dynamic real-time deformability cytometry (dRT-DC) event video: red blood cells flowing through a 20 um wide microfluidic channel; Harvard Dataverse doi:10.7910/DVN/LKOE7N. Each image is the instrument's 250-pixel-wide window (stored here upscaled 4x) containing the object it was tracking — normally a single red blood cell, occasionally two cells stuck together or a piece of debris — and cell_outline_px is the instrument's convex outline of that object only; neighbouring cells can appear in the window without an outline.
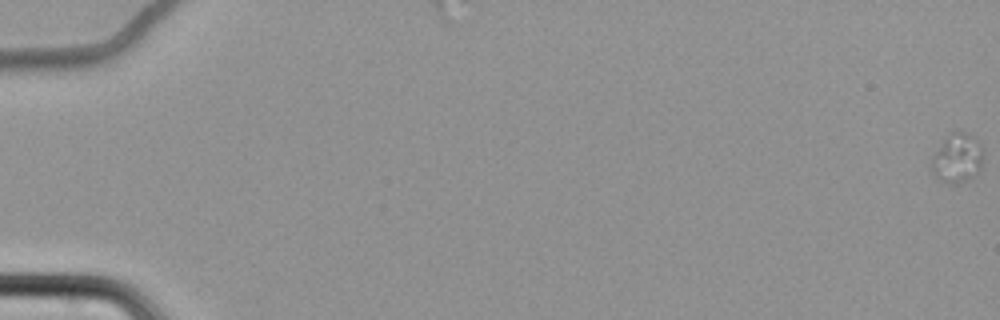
{"species": "common noctule bat (a hibernating species)", "species_latin": "Nyctalus noctula", "temperature_condition": "cold", "stored_images_in_passage": 27, "camera_frame_rate_fps": 3000, "um_per_image_px": 0.085, "animal": {"sex": "female", "body_mass_g": 22.7, "forearm_length_mm": 54.2}, "frame": {"image": 1, "passage_image": 1, "time_ms": 0.0, "image_size_px": [1000, 320], "cell_outline_px": [[984, 152], [980, 168], [972, 180], [956, 184], [948, 184], [940, 180], [932, 172], [932, 160], [944, 136], [952, 132], [964, 132], [972, 136], [976, 140]], "centroid_in_image_um": [81.38, 13.47], "position_along_channel_um": 3.6, "area_um2": 14.85}}